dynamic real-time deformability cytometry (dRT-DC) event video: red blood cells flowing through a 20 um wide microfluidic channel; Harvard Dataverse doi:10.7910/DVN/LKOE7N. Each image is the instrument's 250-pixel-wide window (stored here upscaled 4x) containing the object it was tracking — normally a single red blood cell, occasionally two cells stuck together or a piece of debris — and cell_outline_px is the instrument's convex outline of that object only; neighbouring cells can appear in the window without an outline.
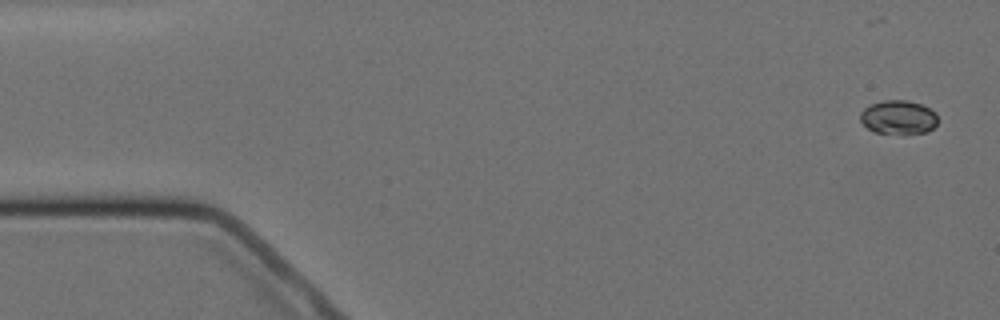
{"species": "Egyptian fruit bat (a non-hibernating species)", "species_latin": "Rousettus aegyptiacus", "temperature_condition": "cold", "stored_images_in_passage": 5, "camera_frame_rate_fps": 3000, "um_per_image_px": 0.085, "animal": {"sex": "female"}, "frame": {"image": 1, "passage_image": 1, "time_ms": 0.0, "image_size_px": [1000, 320], "cell_outline_px": [[936, 124], [928, 132], [904, 136], [876, 132], [868, 128], [860, 120], [860, 112], [868, 104], [884, 100], [908, 100], [920, 104], [936, 112]], "centroid_in_image_um": [76.35, 9.99], "position_along_channel_um": 8.6, "area_um2": 15.72}}
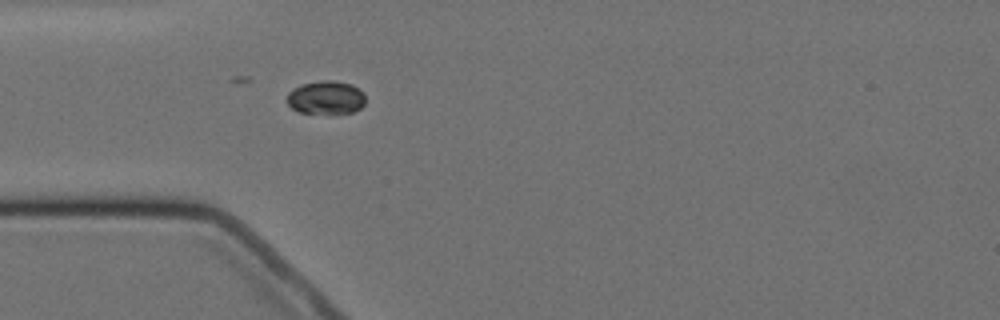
{"frame": {"image": 2, "passage_image": 5, "time_ms": 4.667, "image_size_px": [1000, 320], "cell_outline_px": [[364, 104], [360, 108], [352, 112], [332, 116], [300, 112], [292, 108], [284, 100], [288, 92], [292, 88], [304, 84], [320, 80], [332, 80], [352, 84], [364, 92]], "centroid_in_image_um": [27.69, 8.33], "position_along_channel_um": 57.3, "area_um2": 15.9}}